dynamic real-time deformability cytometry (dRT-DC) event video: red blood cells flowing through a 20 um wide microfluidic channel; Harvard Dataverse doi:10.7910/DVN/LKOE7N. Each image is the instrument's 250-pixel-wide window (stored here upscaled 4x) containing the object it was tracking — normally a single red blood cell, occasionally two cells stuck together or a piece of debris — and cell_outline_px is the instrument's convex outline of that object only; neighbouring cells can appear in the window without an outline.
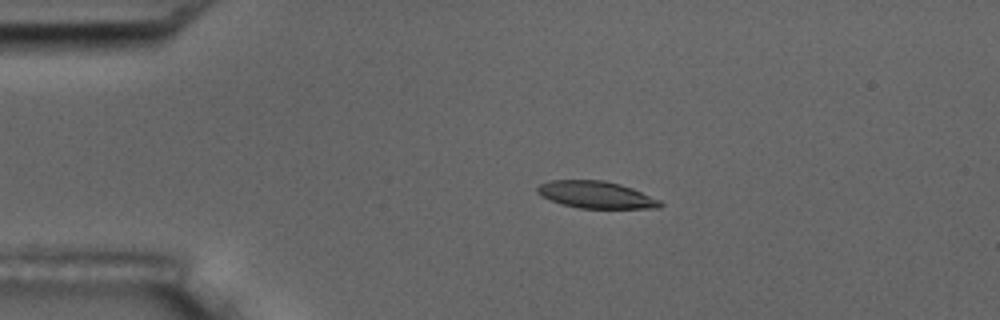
{"species": "common noctule bat (a hibernating species)", "species_latin": "Nyctalus noctula", "temperature_condition": "room temperature", "stored_images_in_passage": 5, "camera_frame_rate_fps": 3000, "um_per_image_px": 0.085, "animal": {"sex": "male", "body_mass_g": 17.5, "forearm_length_mm": 52.3}, "frame": {"image": 1, "passage_image": 3, "time_ms": 2.333, "image_size_px": [1000, 320], "cell_outline_px": [[664, 204], [660, 208], [580, 208], [560, 204], [540, 196], [536, 192], [536, 188], [540, 184], [552, 180], [604, 180], [620, 184], [632, 188], [660, 200]], "centroid_in_image_um": [50.64, 16.55], "position_along_channel_um": 34.4, "area_um2": 19.42}}
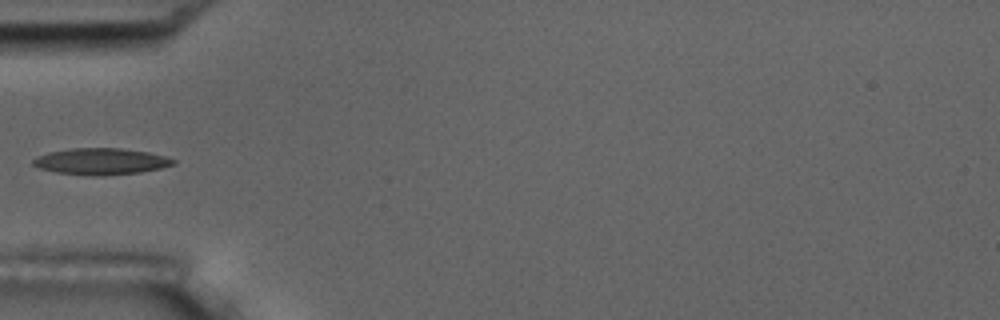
{"frame": {"image": 2, "passage_image": 5, "time_ms": 4.667, "image_size_px": [1000, 320], "cell_outline_px": [[176, 164], [160, 168], [140, 172], [96, 176], [92, 176], [56, 172], [40, 168], [32, 164], [32, 160], [36, 156], [48, 152], [72, 148], [120, 148], [148, 152], [164, 156], [176, 160]], "centroid_in_image_um": [8.56, 13.71], "position_along_channel_um": 76.4, "area_um2": 21.56}}